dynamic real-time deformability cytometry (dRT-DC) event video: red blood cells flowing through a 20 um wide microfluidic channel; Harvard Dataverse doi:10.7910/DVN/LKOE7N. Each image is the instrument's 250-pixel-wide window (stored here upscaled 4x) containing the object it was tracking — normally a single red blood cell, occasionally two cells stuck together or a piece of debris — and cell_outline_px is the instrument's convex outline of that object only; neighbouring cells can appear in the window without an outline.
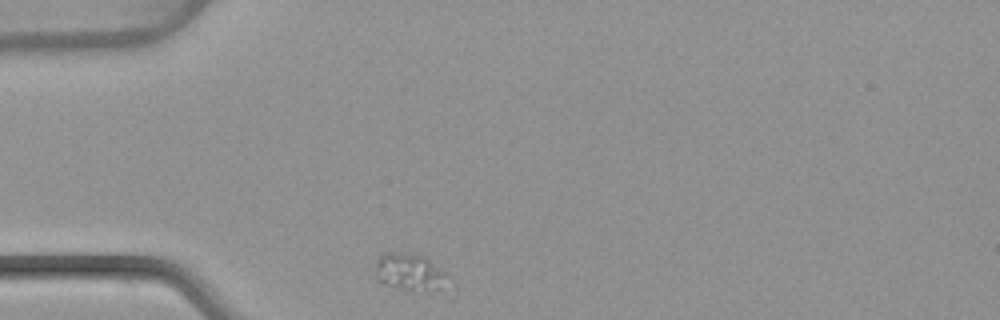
{"species": "common noctule bat (a hibernating species)", "species_latin": "Nyctalus noctula", "temperature_condition": "warm", "stored_images_in_passage": 30, "camera_frame_rate_fps": 3000, "um_per_image_px": 0.085, "animal": {"sex": "female", "body_mass_g": 22.7, "forearm_length_mm": 54.2}, "frame": {"image": 1, "passage_image": 1, "time_ms": 0.0, "image_size_px": [1000, 320], "cell_outline_px": [[456, 296], [452, 300], [380, 284], [376, 280], [376, 260], [380, 252], [388, 252], [424, 256], [448, 272], [456, 288]], "centroid_in_image_um": [35.21, 23.36], "position_along_channel_um": 49.8, "area_um2": 18.67}}
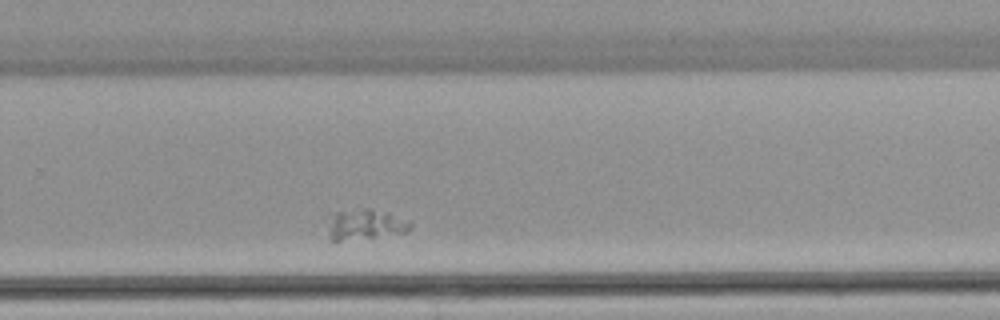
{"frame": {"image": 2, "passage_image": 23, "time_ms": 7.333, "image_size_px": [1000, 320], "cell_outline_px": [[412, 224], [408, 232], [340, 240], [332, 240], [328, 236], [328, 228], [336, 212], [364, 208], [368, 208], [388, 212], [412, 220]], "centroid_in_image_um": [31.14, 19.05], "position_along_channel_um": 298.7, "area_um2": 14.28}}
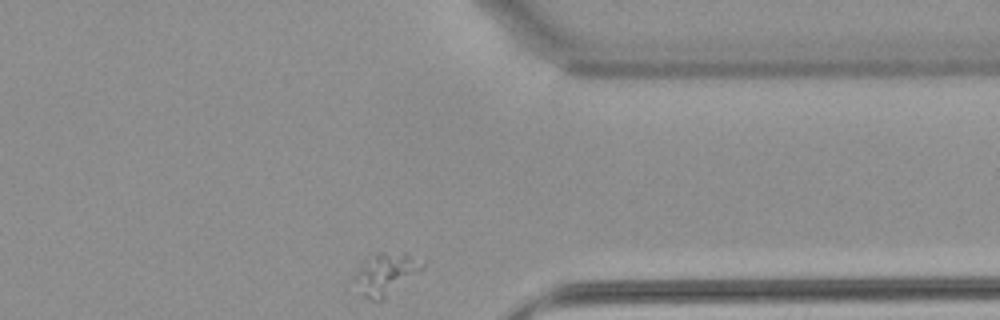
{"frame": {"image": 3, "passage_image": 30, "time_ms": 9.667, "image_size_px": [1000, 320], "cell_outline_px": [[424, 268], [380, 300], [372, 300], [364, 296], [352, 280], [352, 276], [360, 268], [380, 252], [404, 252], [424, 264]], "centroid_in_image_um": [32.78, 23.28], "position_along_channel_um": 378.6, "area_um2": 15.55}}